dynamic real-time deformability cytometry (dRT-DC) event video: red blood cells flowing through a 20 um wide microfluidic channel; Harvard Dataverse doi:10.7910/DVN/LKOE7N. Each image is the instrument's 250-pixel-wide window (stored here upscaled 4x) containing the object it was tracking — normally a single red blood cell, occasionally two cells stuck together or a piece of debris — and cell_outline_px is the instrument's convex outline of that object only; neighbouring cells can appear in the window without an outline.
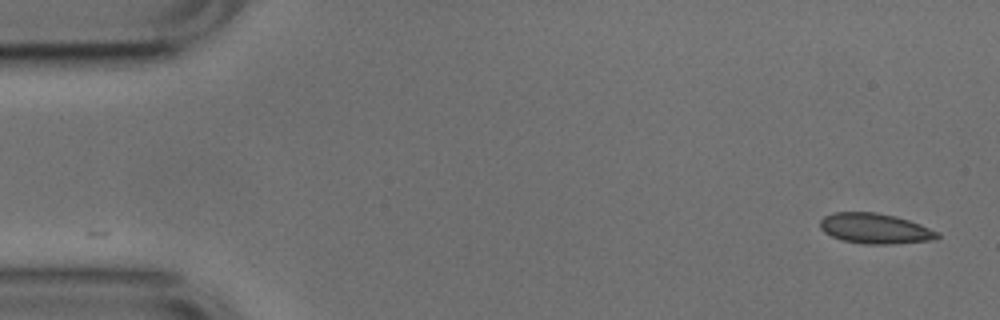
{"species": "common noctule bat (a hibernating species)", "species_latin": "Nyctalus noctula", "temperature_condition": "cold", "stored_images_in_passage": 51, "camera_frame_rate_fps": 3000, "um_per_image_px": 0.085, "animal": {"sex": "male", "body_mass_g": 17.9, "forearm_length_mm": 54.2}, "frame": {"image": 1, "passage_image": 1, "time_ms": 0.0, "image_size_px": [1000, 320], "cell_outline_px": [[940, 236], [936, 240], [892, 244], [864, 244], [844, 240], [832, 236], [824, 232], [820, 228], [820, 220], [824, 216], [832, 212], [876, 212], [896, 216], [920, 224], [940, 232]], "centroid_in_image_um": [74.4, 19.42], "position_along_channel_um": 10.6, "area_um2": 20.87}}
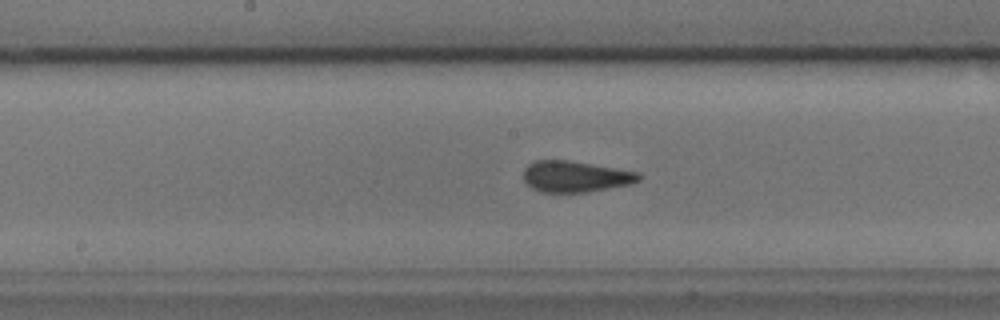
{"frame": {"image": 2, "passage_image": 25, "time_ms": 8.0, "image_size_px": [1000, 320], "cell_outline_px": [[644, 176], [640, 180], [632, 184], [588, 192], [540, 192], [532, 188], [524, 180], [524, 168], [528, 164], [536, 160], [568, 160], [640, 172]], "centroid_in_image_um": [48.95, 15.0], "position_along_channel_um": 199.3, "area_um2": 21.1}}
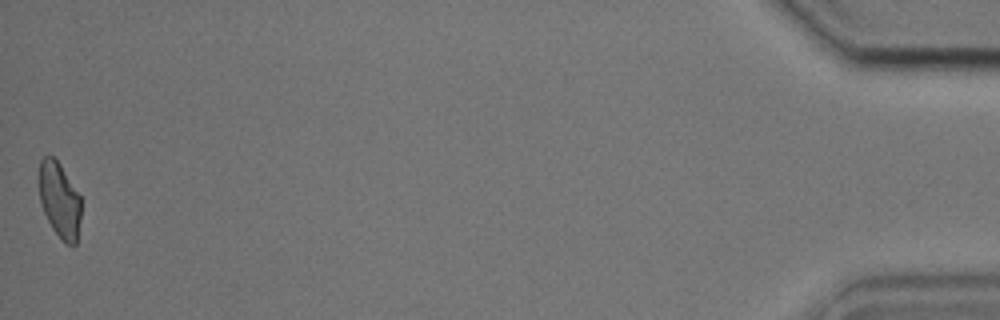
{"frame": {"image": 3, "passage_image": 51, "time_ms": 16.667, "image_size_px": [1000, 320], "cell_outline_px": [[80, 220], [76, 244], [68, 244], [52, 228], [40, 204], [40, 160], [44, 156], [52, 156], [60, 164], [80, 196]], "centroid_in_image_um": [5.06, 16.99], "position_along_channel_um": 430.1, "area_um2": 17.98}, "authors_computed_cell_mechanics": {"area_um2": 20.6924, "velocity_mm_per_s": 3.7846, "shape_relaxation_time_tau1_ms": 9.7446, "shape_relaxation_time_tau2_ms": 0.8945, "deformation_change_tau1": 0.1856, "deformation_change_tau2": 0.072}}